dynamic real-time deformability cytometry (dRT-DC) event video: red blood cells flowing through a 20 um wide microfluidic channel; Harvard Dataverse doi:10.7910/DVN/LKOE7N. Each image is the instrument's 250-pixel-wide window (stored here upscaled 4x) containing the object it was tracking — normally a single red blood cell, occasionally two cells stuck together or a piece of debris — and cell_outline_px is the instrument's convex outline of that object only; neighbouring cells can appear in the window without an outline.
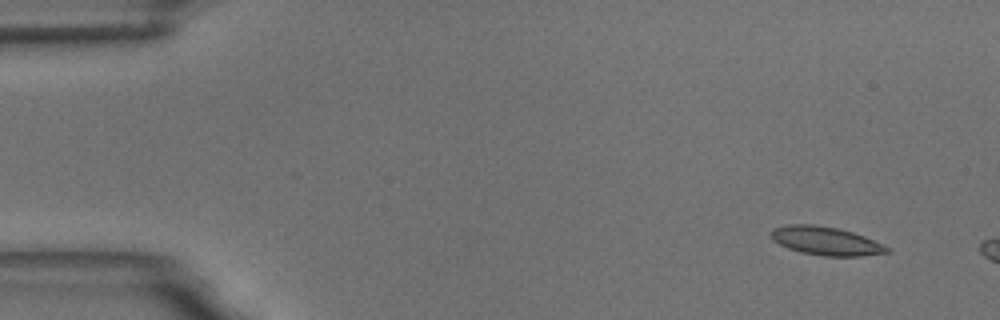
{"species": "common noctule bat (a hibernating species)", "species_latin": "Nyctalus noctula", "temperature_condition": "room temperature", "stored_images_in_passage": 3, "camera_frame_rate_fps": 3000, "um_per_image_px": 0.085, "animal": {"sex": "male", "body_mass_g": 18.8}, "frame": {"image": 1, "passage_image": 1, "time_ms": 0.0, "image_size_px": [1000, 320], "cell_outline_px": [[892, 252], [864, 256], [824, 256], [800, 252], [788, 248], [772, 240], [768, 232], [772, 228], [788, 224], [816, 224], [840, 228], [864, 236], [892, 248]], "centroid_in_image_um": [70.2, 20.47], "position_along_channel_um": 14.8, "area_um2": 19.65}}